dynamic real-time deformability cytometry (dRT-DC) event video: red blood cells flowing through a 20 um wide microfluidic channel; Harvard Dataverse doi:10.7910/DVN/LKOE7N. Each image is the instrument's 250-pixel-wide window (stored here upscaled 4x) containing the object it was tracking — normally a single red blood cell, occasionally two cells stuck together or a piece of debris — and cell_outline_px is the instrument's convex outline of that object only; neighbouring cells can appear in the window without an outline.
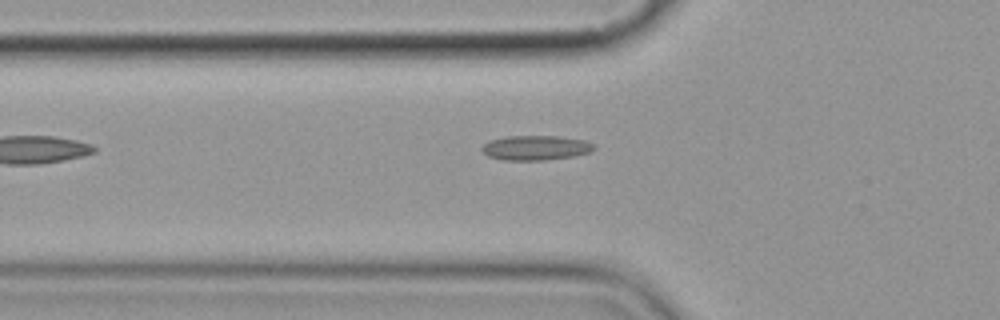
{"species": "common noctule bat (a hibernating species)", "species_latin": "Nyctalus noctula", "temperature_condition": "cold", "stored_images_in_passage": 5, "camera_frame_rate_fps": 3000, "um_per_image_px": 0.085, "animal": {"sex": "female", "body_mass_g": 19.9}, "frame": {"image": 1, "passage_image": 5, "time_ms": 5.333, "image_size_px": [1000, 320], "cell_outline_px": [[596, 148], [588, 152], [572, 156], [544, 160], [504, 160], [488, 156], [480, 148], [484, 144], [492, 140], [508, 136], [556, 136], [584, 140], [592, 144]], "centroid_in_image_um": [45.51, 12.56], "position_along_channel_um": 80.3, "area_um2": 15.84}}